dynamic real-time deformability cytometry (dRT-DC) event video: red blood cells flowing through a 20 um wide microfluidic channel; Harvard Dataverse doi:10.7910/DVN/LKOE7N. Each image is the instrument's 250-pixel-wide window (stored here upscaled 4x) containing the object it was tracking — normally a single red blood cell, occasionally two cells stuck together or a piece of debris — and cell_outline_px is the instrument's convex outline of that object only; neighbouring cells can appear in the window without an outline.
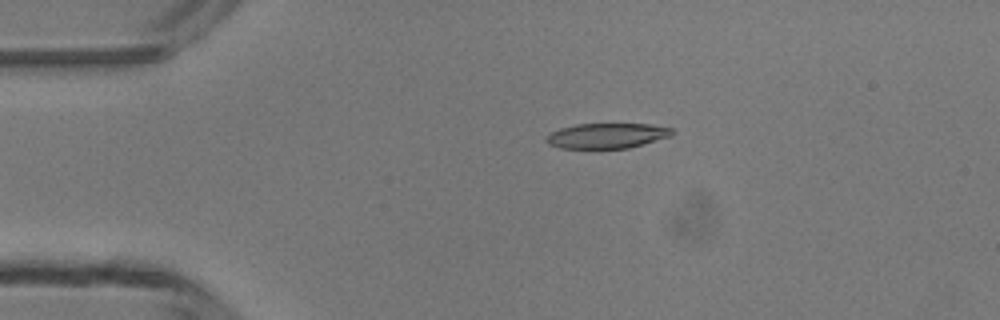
{"species": "common noctule bat (a hibernating species)", "species_latin": "Nyctalus noctula", "temperature_condition": "room temperature", "stored_images_in_passage": 4, "camera_frame_rate_fps": 3000, "um_per_image_px": 0.085, "animal": {"sex": "male", "body_mass_g": 13.3}, "frame": {"image": 1, "passage_image": 3, "time_ms": 2.333, "image_size_px": [1000, 320], "cell_outline_px": [[676, 132], [672, 136], [644, 144], [628, 148], [560, 148], [548, 144], [544, 140], [552, 132], [560, 128], [576, 124], [648, 124], [672, 128]], "centroid_in_image_um": [51.62, 11.53], "position_along_channel_um": 33.4, "area_um2": 18.5}}